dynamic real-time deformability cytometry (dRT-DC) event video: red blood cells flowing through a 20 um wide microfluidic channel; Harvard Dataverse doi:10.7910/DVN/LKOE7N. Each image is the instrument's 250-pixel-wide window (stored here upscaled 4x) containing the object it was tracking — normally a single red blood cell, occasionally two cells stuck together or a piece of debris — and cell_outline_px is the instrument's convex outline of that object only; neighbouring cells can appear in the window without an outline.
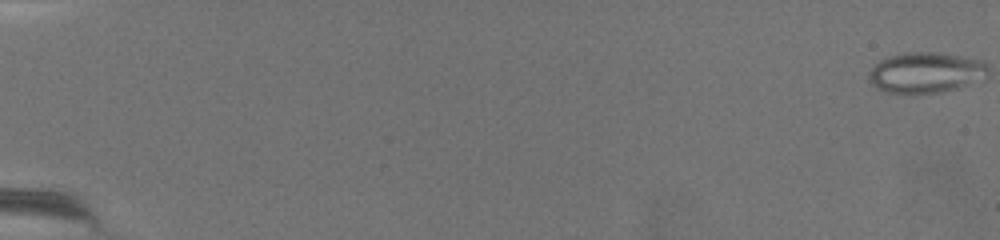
{"species": "common noctule bat (a hibernating species)", "species_latin": "Nyctalus noctula", "temperature_condition": "warm", "stored_images_in_passage": 74, "camera_frame_rate_fps": 3000, "um_per_image_px": 0.085, "animal": {"sex": "female", "body_mass_g": 19.5, "forearm_length_mm": 54.1}, "frame": {"image": 1, "passage_image": 1, "time_ms": 0.0, "image_size_px": [1000, 240], "cell_outline_px": [[984, 68], [956, 88], [940, 92], [888, 92], [876, 88], [872, 84], [872, 68], [876, 64], [892, 56], [912, 52], [928, 52], [952, 56], [972, 60], [984, 64]], "centroid_in_image_um": [78.47, 6.17], "position_along_channel_um": 6.5, "area_um2": 25.26}}
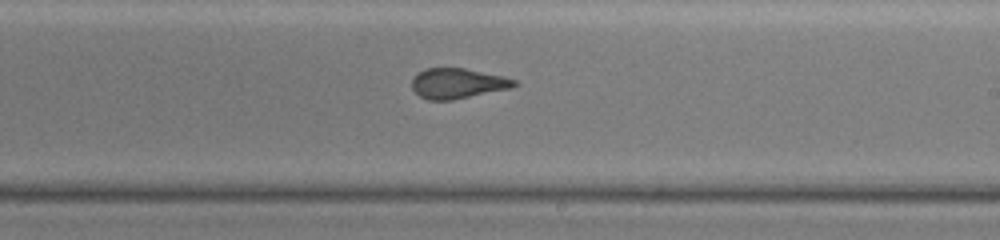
{"frame": {"image": 2, "passage_image": 47, "time_ms": 15.333, "image_size_px": [1000, 240], "cell_outline_px": [[516, 84], [508, 88], [452, 100], [428, 100], [420, 96], [412, 88], [412, 80], [420, 72], [428, 68], [464, 68], [500, 76], [516, 80]], "centroid_in_image_um": [38.84, 7.09], "position_along_channel_um": 250.2, "area_um2": 17.46}}
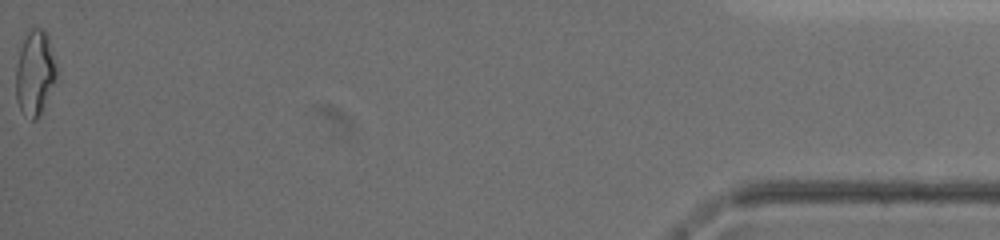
{"frame": {"image": 3, "passage_image": 74, "time_ms": 24.333, "image_size_px": [1000, 240], "cell_outline_px": [[56, 76], [40, 112], [36, 120], [32, 120], [24, 116], [16, 100], [16, 68], [20, 52], [24, 40], [28, 32], [32, 28], [44, 28], [48, 36], [56, 68]], "centroid_in_image_um": [2.94, 6.19], "position_along_channel_um": 432.3, "area_um2": 19.42}, "authors_computed_cell_mechanics": {"area_um2": 18.8428, "velocity_mm_per_s": 2.9981, "shape_relaxation_time_tau1_ms": null, "shape_relaxation_time_tau2_ms": 1.0068, "deformation_change_tau1": null, "deformation_change_tau2": 0.0731}}